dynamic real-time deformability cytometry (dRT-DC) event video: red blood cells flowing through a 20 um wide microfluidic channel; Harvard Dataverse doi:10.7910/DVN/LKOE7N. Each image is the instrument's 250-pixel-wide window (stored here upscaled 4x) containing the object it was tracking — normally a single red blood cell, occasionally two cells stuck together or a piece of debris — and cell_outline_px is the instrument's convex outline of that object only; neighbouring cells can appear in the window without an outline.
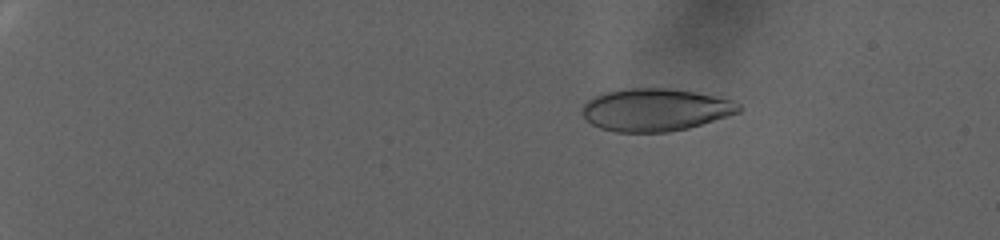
{"species": "human", "species_latin": "Homo sapiens", "temperature_condition": "warm", "stored_images_in_passage": 93, "camera_frame_rate_fps": 3000, "um_per_image_px": 0.085, "donor": {"sex": "female"}, "frame": {"image": 1, "passage_image": 19, "time_ms": 6.0, "image_size_px": [1000, 240], "cell_outline_px": [[740, 112], [728, 116], [688, 128], [668, 132], [616, 132], [600, 128], [592, 124], [580, 112], [584, 104], [588, 100], [596, 96], [608, 92], [628, 88], [668, 88], [696, 92], [732, 100], [740, 104]], "centroid_in_image_um": [55.71, 9.33], "position_along_channel_um": 29.3, "area_um2": 38.67}}
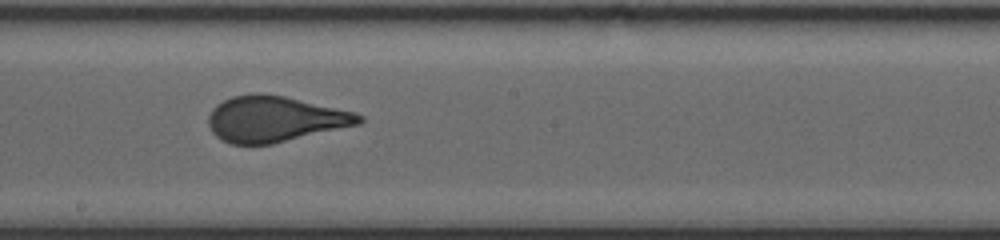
{"frame": {"image": 2, "passage_image": 60, "time_ms": 19.667, "image_size_px": [1000, 240], "cell_outline_px": [[364, 120], [360, 124], [272, 144], [232, 144], [220, 140], [212, 132], [208, 124], [208, 116], [212, 108], [216, 104], [232, 96], [252, 92], [260, 92], [284, 96], [356, 112], [364, 116]], "centroid_in_image_um": [23.34, 10.11], "position_along_channel_um": 224.9, "area_um2": 40.46}}
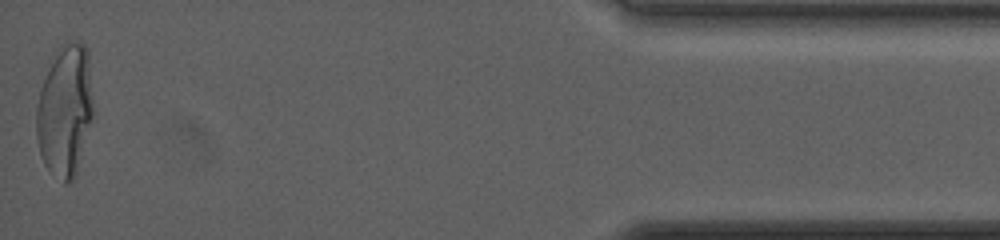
{"frame": {"image": 3, "passage_image": 93, "time_ms": 30.667, "image_size_px": [1000, 240], "cell_outline_px": [[96, 112], [76, 176], [72, 180], [64, 184], [44, 164], [40, 152], [36, 136], [36, 108], [40, 88], [56, 56], [68, 40], [80, 40], [88, 48]], "centroid_in_image_um": [5.6, 9.43], "position_along_channel_um": 429.6, "area_um2": 44.39}}